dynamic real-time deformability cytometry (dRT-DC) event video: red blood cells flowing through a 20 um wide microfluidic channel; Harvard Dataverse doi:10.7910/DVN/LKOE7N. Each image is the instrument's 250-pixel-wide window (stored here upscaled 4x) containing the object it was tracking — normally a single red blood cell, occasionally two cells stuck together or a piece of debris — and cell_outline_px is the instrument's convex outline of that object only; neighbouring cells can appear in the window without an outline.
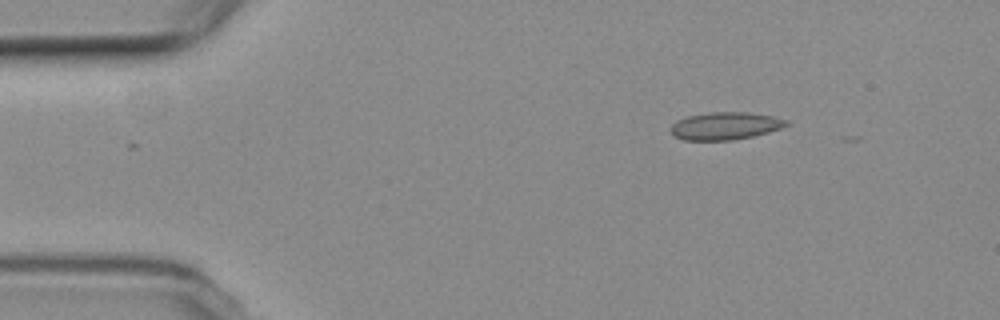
{"species": "common noctule bat (a hibernating species)", "species_latin": "Nyctalus noctula", "temperature_condition": "room temperature", "stored_images_in_passage": 6, "segment_of_instrument_passage": [2, 2], "camera_frame_rate_fps": 3000, "um_per_image_px": 0.085, "animal": {"sex": "female", "body_mass_g": 19.3, "forearm_length_mm": 54.1}, "frame": {"image": 1, "passage_image": 6, "time_ms": 6.0, "image_size_px": [1000, 320], "cell_outline_px": [[788, 124], [780, 128], [768, 132], [752, 136], [732, 140], [684, 140], [676, 136], [668, 128], [676, 120], [688, 116], [708, 112], [748, 112], [772, 116], [788, 120]], "centroid_in_image_um": [61.61, 10.69], "position_along_channel_um": 23.4, "area_um2": 18.5}}